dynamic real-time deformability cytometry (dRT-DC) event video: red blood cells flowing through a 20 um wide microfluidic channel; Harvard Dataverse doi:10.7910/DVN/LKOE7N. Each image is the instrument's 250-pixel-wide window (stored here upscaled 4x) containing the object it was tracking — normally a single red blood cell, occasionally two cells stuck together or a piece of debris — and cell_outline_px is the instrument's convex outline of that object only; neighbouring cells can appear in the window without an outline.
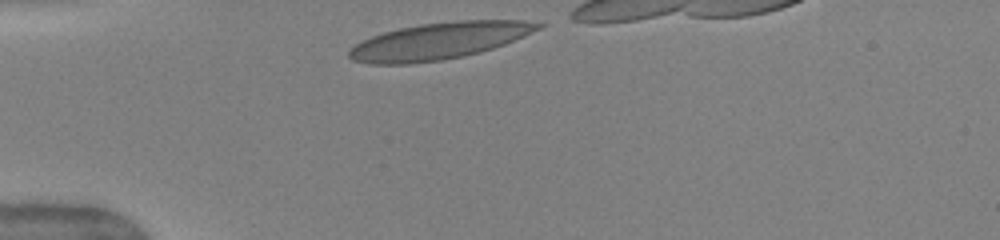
{"species": "human", "species_latin": "Homo sapiens", "temperature_condition": "warm", "stored_images_in_passage": 25, "camera_frame_rate_fps": 3000, "um_per_image_px": 0.085, "donor": {"sex": "female"}, "frame": {"image": 1, "passage_image": 1, "time_ms": 0.0, "image_size_px": [1000, 240], "cell_outline_px": [[548, 24], [540, 28], [504, 44], [480, 52], [464, 56], [444, 60], [408, 64], [368, 64], [352, 60], [348, 56], [348, 52], [356, 44], [372, 36], [384, 32], [400, 28], [420, 24], [456, 20], [524, 20]], "centroid_in_image_um": [37.31, 3.48], "position_along_channel_um": 47.7, "area_um2": 40.34}, "authors_computed_cell_mechanics": {"area_um2": 37.4544, "velocity_mm_per_s": 4.008, "shape_relaxation_time_tau1_ms": 3.5248, "shape_relaxation_time_tau2_ms": null, "deformation_change_tau1": 0.1817, "deformation_change_tau2": null}}